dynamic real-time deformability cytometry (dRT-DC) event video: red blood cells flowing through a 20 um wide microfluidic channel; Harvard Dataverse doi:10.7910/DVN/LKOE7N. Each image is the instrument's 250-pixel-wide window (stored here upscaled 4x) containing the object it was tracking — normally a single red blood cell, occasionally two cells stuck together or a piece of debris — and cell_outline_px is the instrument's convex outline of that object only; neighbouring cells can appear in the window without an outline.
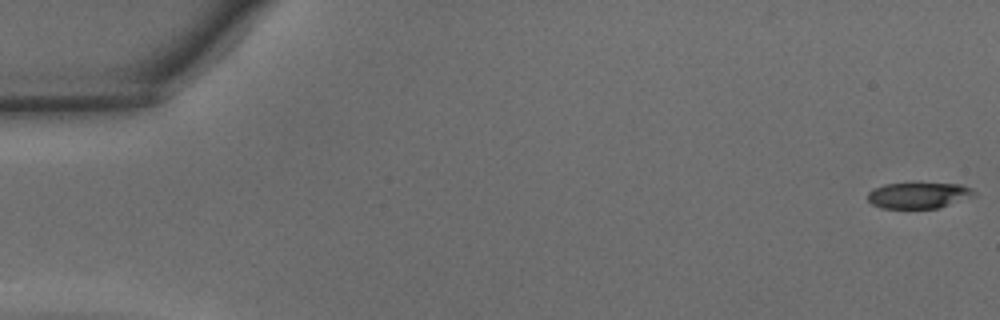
{"species": "common noctule bat (a hibernating species)", "species_latin": "Nyctalus noctula", "temperature_condition": "warm", "stored_images_in_passage": 47, "camera_frame_rate_fps": 3000, "um_per_image_px": 0.085, "animal": {"sex": "male", "body_mass_g": 15.6}, "frame": {"image": 1, "passage_image": 1, "time_ms": 0.0, "image_size_px": [1000, 320], "cell_outline_px": [[976, 196], [940, 208], [880, 208], [872, 204], [868, 200], [868, 192], [872, 188], [884, 184], [960, 184], [972, 188], [976, 192]], "centroid_in_image_um": [78.1, 16.62], "position_along_channel_um": 6.9, "area_um2": 16.18}}
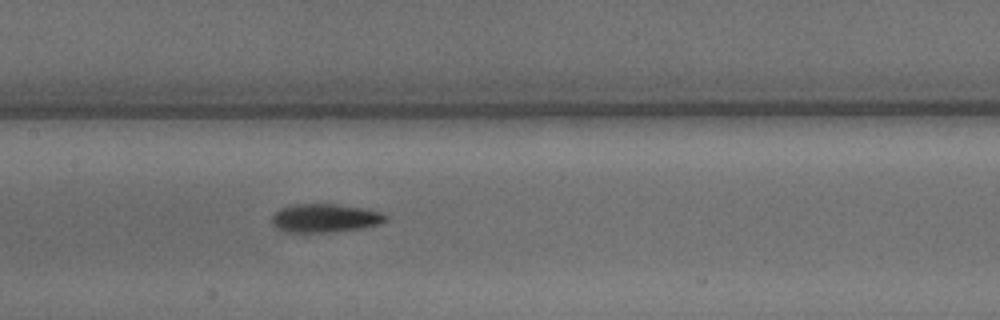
{"frame": {"image": 2, "passage_image": 23, "time_ms": 7.333, "image_size_px": [1000, 320], "cell_outline_px": [[388, 220], [380, 224], [360, 228], [328, 232], [288, 232], [276, 228], [272, 224], [272, 216], [280, 208], [296, 204], [336, 204], [364, 208], [380, 212], [388, 216]], "centroid_in_image_um": [27.63, 18.53], "position_along_channel_um": 179.8, "area_um2": 18.84}}
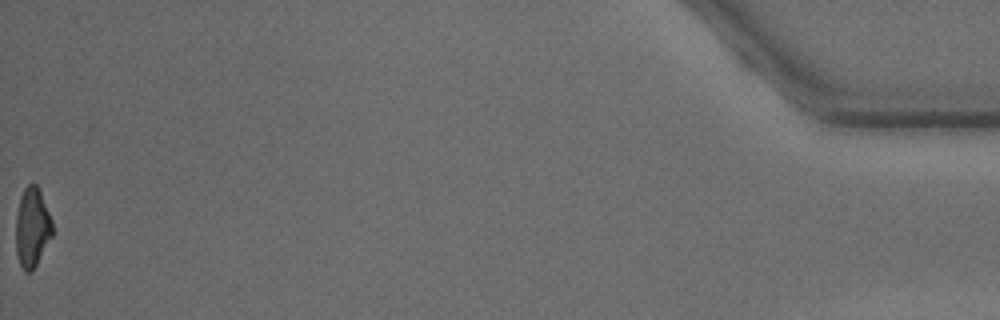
{"frame": {"image": 3, "passage_image": 47, "time_ms": 15.333, "image_size_px": [1000, 320], "cell_outline_px": [[52, 236], [32, 272], [28, 272], [20, 264], [16, 252], [16, 212], [20, 196], [24, 188], [28, 184], [36, 184], [40, 192], [52, 220]], "centroid_in_image_um": [2.72, 19.32], "position_along_channel_um": 432.5, "area_um2": 16.76}, "authors_computed_cell_mechanics": {"area_um2": 18.207, "velocity_mm_per_s": 4.3851, "shape_relaxation_time_tau1_ms": 3.2628, "shape_relaxation_time_tau2_ms": 6.9342, "deformation_change_tau1": 0.1704, "deformation_change_tau2": 0.1868}}